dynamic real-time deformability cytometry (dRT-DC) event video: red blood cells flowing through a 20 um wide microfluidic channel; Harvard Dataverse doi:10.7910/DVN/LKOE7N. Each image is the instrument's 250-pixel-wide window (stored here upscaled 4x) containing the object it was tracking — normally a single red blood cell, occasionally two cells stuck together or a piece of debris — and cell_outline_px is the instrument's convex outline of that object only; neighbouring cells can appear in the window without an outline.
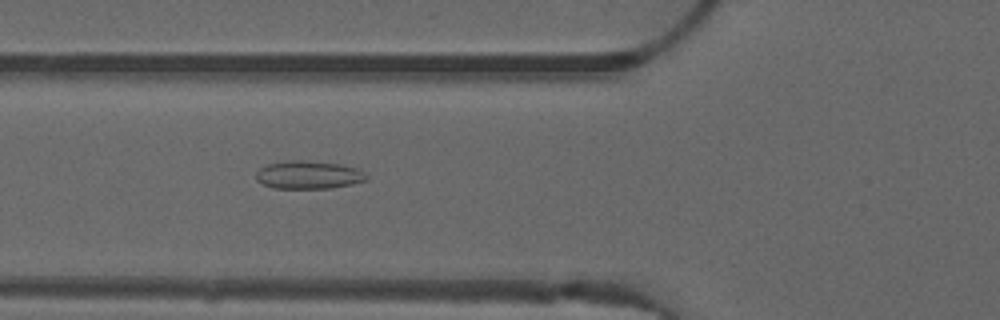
{"species": "common noctule bat (a hibernating species)", "species_latin": "Nyctalus noctula", "temperature_condition": "warm", "stored_images_in_passage": 40, "camera_frame_rate_fps": 3000, "um_per_image_px": 0.085, "animal": {"sex": "male", "forearm_length_mm": 52.5}, "frame": {"image": 1, "passage_image": 8, "time_ms": 2.333, "image_size_px": [1000, 320], "cell_outline_px": [[368, 180], [352, 184], [332, 188], [272, 188], [256, 180], [256, 172], [260, 168], [268, 164], [288, 160], [296, 160], [340, 164], [360, 168], [368, 176]], "centroid_in_image_um": [26.26, 14.87], "position_along_channel_um": 99.5, "area_um2": 18.09}}
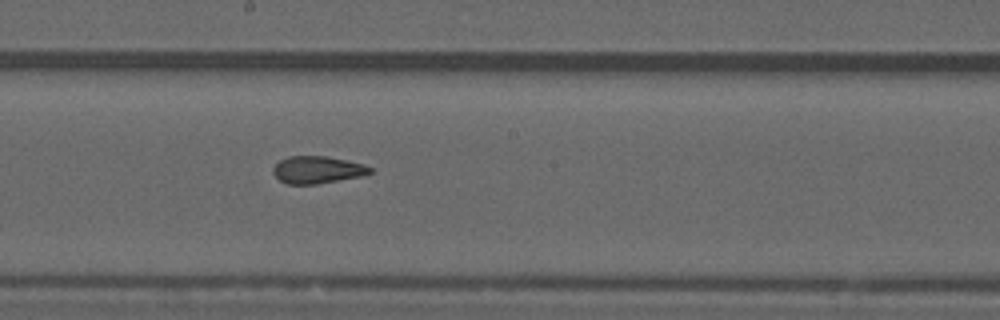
{"frame": {"image": 2, "passage_image": 17, "time_ms": 5.333, "image_size_px": [1000, 320], "cell_outline_px": [[372, 172], [364, 176], [316, 184], [288, 184], [280, 180], [272, 172], [272, 168], [280, 160], [288, 156], [324, 156], [364, 164], [372, 168]], "centroid_in_image_um": [26.98, 14.44], "position_along_channel_um": 221.2, "area_um2": 15.37}}
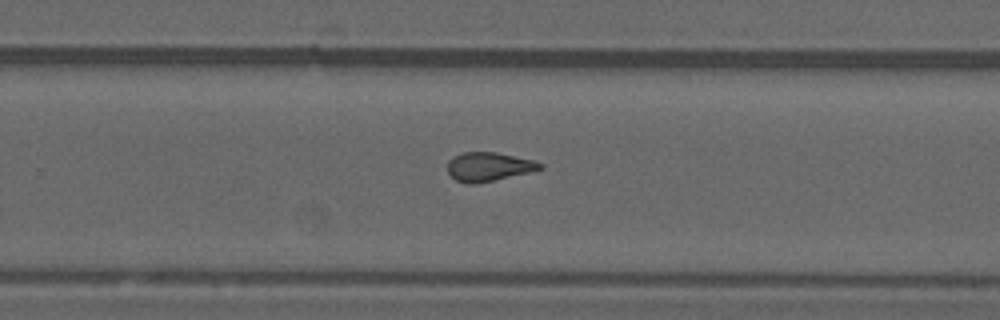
{"frame": {"image": 3, "passage_image": 22, "time_ms": 7.0, "image_size_px": [1000, 320], "cell_outline_px": [[544, 168], [528, 172], [476, 184], [468, 184], [456, 180], [448, 172], [448, 160], [452, 156], [464, 152], [496, 152], [532, 160], [544, 164]], "centroid_in_image_um": [41.51, 14.16], "position_along_channel_um": 288.3, "area_um2": 15.43}, "authors_computed_cell_mechanics": {"area_um2": 15.895, "velocity_mm_per_s": 4.0392, "shape_relaxation_time_tau1_ms": null, "shape_relaxation_time_tau2_ms": 1.5379, "deformation_change_tau1": null, "deformation_change_tau2": 0.0976}}